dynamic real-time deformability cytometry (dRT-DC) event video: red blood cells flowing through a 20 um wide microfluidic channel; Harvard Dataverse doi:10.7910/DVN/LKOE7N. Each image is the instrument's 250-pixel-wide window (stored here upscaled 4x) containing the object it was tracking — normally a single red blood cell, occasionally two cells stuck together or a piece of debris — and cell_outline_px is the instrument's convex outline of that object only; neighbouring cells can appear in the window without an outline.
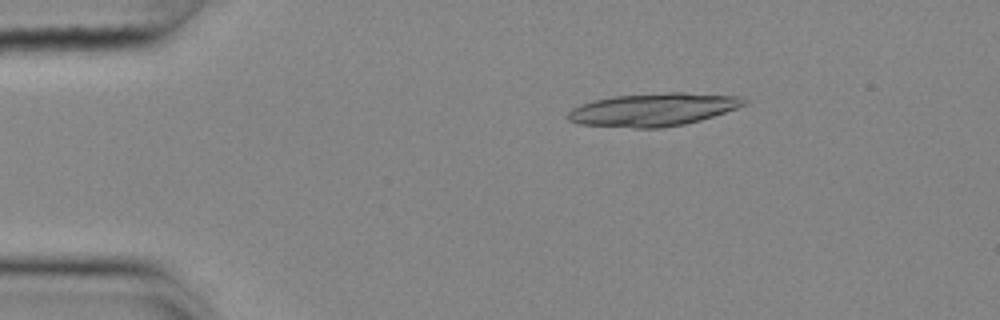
{"species": "common noctule bat (a hibernating species)", "species_latin": "Nyctalus noctula", "temperature_condition": "cold", "stored_images_in_passage": 53, "camera_frame_rate_fps": 3000, "um_per_image_px": 0.085, "animal": {"sex": "female", "body_mass_g": 25.1}, "frame": {"image": 1, "passage_image": 9, "time_ms": 2.667, "image_size_px": [1000, 320], "cell_outline_px": [[748, 104], [700, 120], [684, 124], [660, 128], [636, 128], [580, 124], [568, 120], [564, 116], [572, 108], [580, 104], [612, 96], [668, 92], [684, 92], [740, 96], [748, 100]], "centroid_in_image_um": [55.52, 9.31], "position_along_channel_um": 29.5, "area_um2": 33.87}}
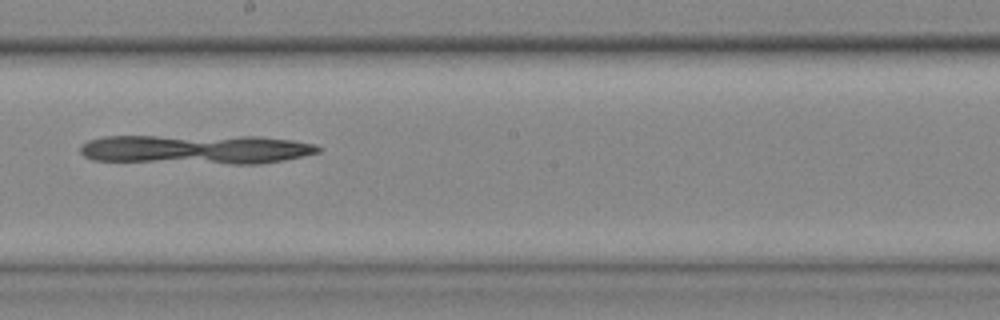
{"frame": {"image": 2, "passage_image": 30, "time_ms": 9.667, "image_size_px": [1000, 320], "cell_outline_px": [[324, 148], [320, 152], [304, 156], [284, 160], [260, 164], [228, 164], [92, 160], [84, 156], [80, 152], [80, 144], [88, 140], [104, 136], [260, 136], [292, 140], [316, 144]], "centroid_in_image_um": [16.7, 12.69], "position_along_channel_um": 231.5, "area_um2": 41.33}}
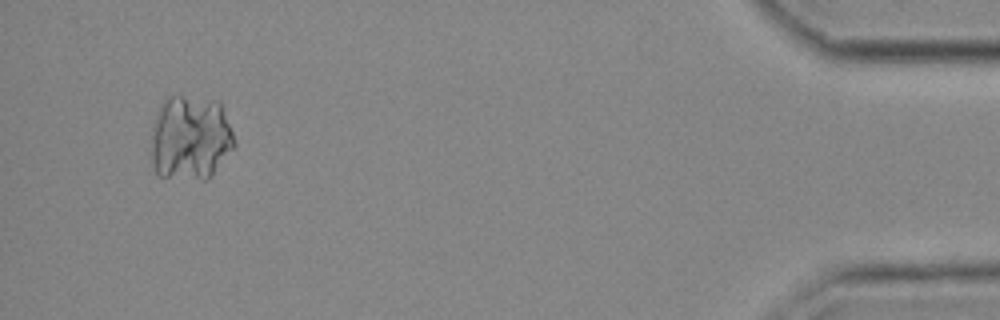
{"frame": {"image": 3, "passage_image": 51, "time_ms": 16.667, "image_size_px": [1000, 320], "cell_outline_px": [[236, 144], [212, 176], [208, 180], [200, 180], [160, 176], [156, 172], [152, 160], [152, 124], [160, 104], [168, 96], [180, 96], [220, 100], [232, 132]], "centroid_in_image_um": [16.19, 11.72], "position_along_channel_um": 419.0, "area_um2": 41.5}}